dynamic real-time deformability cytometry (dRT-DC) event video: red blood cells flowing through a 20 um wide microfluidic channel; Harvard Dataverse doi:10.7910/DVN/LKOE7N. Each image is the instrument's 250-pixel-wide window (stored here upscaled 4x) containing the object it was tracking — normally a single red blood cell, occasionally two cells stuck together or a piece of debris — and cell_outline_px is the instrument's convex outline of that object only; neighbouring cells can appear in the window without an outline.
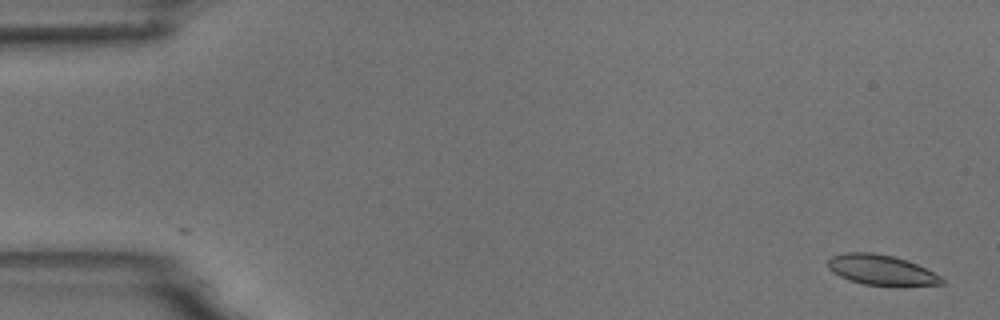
{"species": "common noctule bat (a hibernating species)", "species_latin": "Nyctalus noctula", "temperature_condition": "room temperature", "stored_images_in_passage": 5, "camera_frame_rate_fps": 3000, "um_per_image_px": 0.085, "animal": {"sex": "male", "body_mass_g": 18.8}, "frame": {"image": 1, "passage_image": 1, "time_ms": 0.0, "image_size_px": [1000, 320], "cell_outline_px": [[944, 284], [864, 284], [848, 280], [832, 272], [828, 268], [828, 260], [832, 256], [844, 252], [872, 252], [892, 256], [916, 264], [940, 276], [944, 280]], "centroid_in_image_um": [74.82, 22.91], "position_along_channel_um": 10.2, "area_um2": 19.36}}
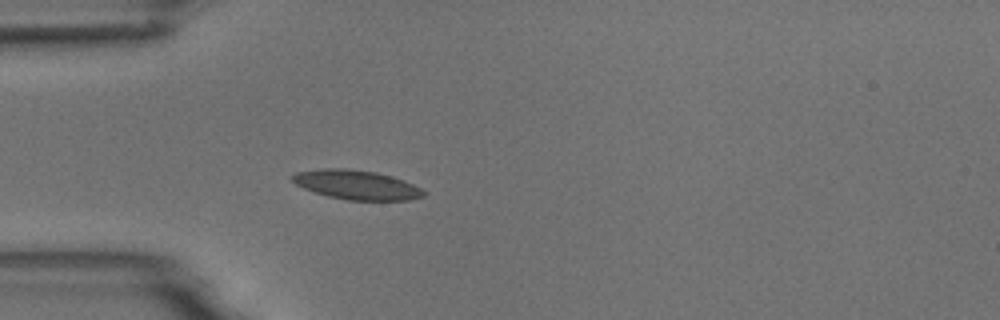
{"frame": {"image": 2, "passage_image": 5, "time_ms": 4.667, "image_size_px": [1000, 320], "cell_outline_px": [[424, 196], [408, 200], [348, 200], [328, 196], [304, 188], [296, 184], [288, 176], [296, 172], [324, 168], [344, 168], [376, 172], [392, 176], [404, 180], [420, 188], [424, 192]], "centroid_in_image_um": [30.28, 15.7], "position_along_channel_um": 54.7, "area_um2": 22.31}}